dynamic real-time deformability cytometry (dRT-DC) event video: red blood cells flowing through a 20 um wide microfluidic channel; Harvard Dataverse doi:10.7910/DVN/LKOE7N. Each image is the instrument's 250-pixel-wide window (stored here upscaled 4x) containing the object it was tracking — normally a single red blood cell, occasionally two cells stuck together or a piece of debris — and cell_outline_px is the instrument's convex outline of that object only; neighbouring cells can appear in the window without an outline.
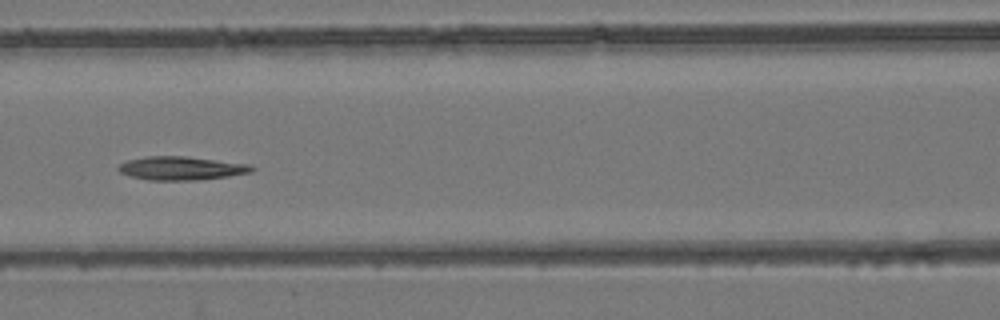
{"species": "common noctule bat (a hibernating species)", "species_latin": "Nyctalus noctula", "temperature_condition": "room temperature", "stored_images_in_passage": 7, "camera_frame_rate_fps": 3000, "um_per_image_px": 0.085, "animal": {"sex": "female", "body_mass_g": 24.6, "forearm_length_mm": 56.2}, "frame": {"image": 1, "passage_image": 7, "time_ms": 7.667, "image_size_px": [1000, 320], "cell_outline_px": [[256, 168], [252, 172], [228, 176], [196, 180], [148, 180], [132, 176], [120, 172], [116, 168], [120, 164], [128, 160], [144, 156], [184, 156], [248, 164]], "centroid_in_image_um": [15.39, 14.3], "position_along_channel_um": 151.2, "area_um2": 18.15}}